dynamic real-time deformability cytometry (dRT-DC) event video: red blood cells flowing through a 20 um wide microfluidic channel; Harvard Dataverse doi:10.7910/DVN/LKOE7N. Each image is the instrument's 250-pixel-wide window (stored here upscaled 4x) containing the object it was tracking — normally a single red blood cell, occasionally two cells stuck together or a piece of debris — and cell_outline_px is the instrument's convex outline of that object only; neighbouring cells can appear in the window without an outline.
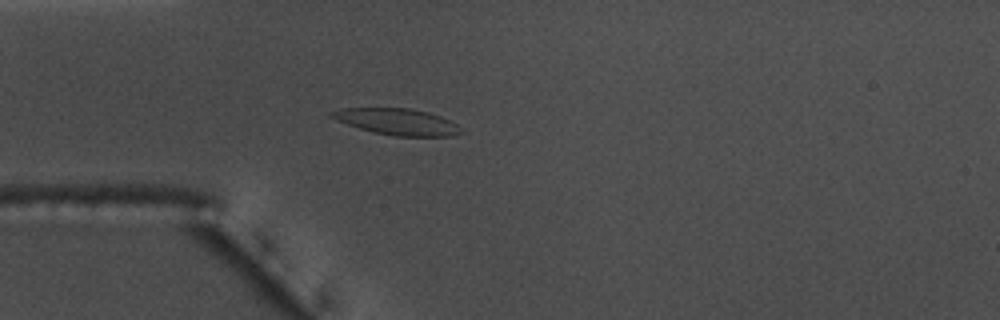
{"species": "common noctule bat (a hibernating species)", "species_latin": "Nyctalus noctula", "temperature_condition": "warm", "stored_images_in_passage": 44, "camera_frame_rate_fps": 3000, "um_per_image_px": 0.085, "animal": {"sex": "male", "body_mass_g": 17.5, "forearm_length_mm": 52.3}, "frame": {"image": 1, "passage_image": 3, "time_ms": 0.667, "image_size_px": [1000, 320], "cell_outline_px": [[464, 132], [452, 136], [392, 136], [372, 132], [336, 120], [328, 116], [328, 112], [340, 108], [408, 108], [428, 112], [452, 120]], "centroid_in_image_um": [33.75, 10.34], "position_along_channel_um": 51.2, "area_um2": 20.0}}
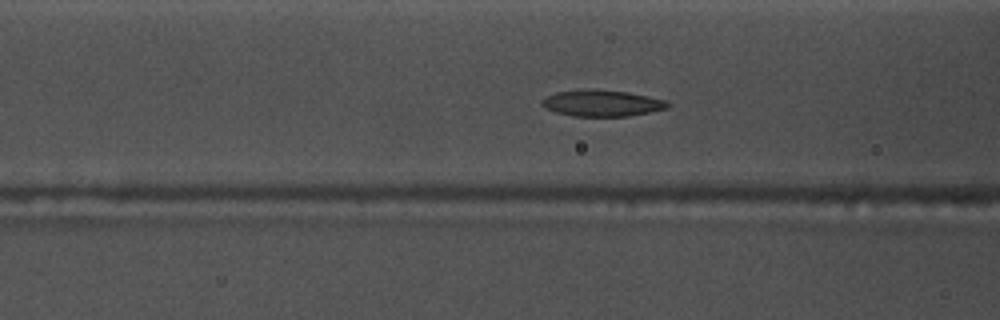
{"frame": {"image": 2, "passage_image": 9, "time_ms": 2.667, "image_size_px": [1000, 320], "cell_outline_px": [[672, 104], [668, 108], [628, 116], [572, 116], [556, 112], [540, 104], [540, 100], [556, 92], [588, 88], [596, 88], [628, 92], [668, 100]], "centroid_in_image_um": [51.19, 8.75], "position_along_channel_um": 115.4, "area_um2": 19.54}}
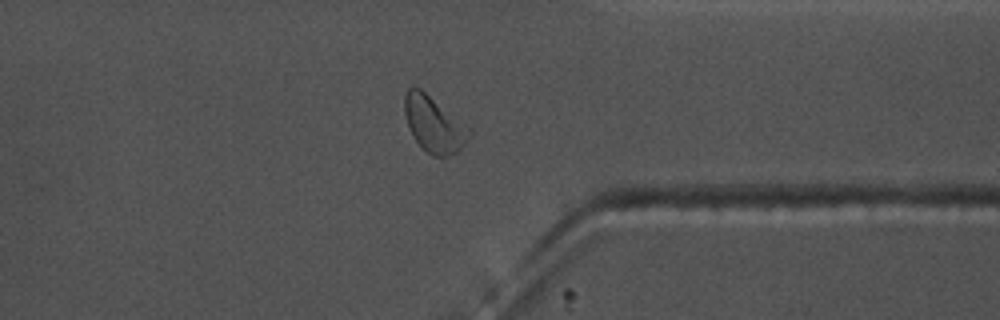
{"frame": {"image": 3, "passage_image": 31, "time_ms": 10.0, "image_size_px": [1000, 320], "cell_outline_px": [[472, 128], [464, 144], [456, 152], [448, 156], [432, 156], [412, 136], [408, 128], [404, 112], [404, 96], [408, 88], [420, 88]], "centroid_in_image_um": [36.87, 10.55], "position_along_channel_um": 374.5, "area_um2": 20.87}, "authors_computed_cell_mechanics": {"area_um2": 19.5075, "velocity_mm_per_s": 3.6101, "shape_relaxation_time_tau1_ms": 2.8637, "shape_relaxation_time_tau2_ms": 2.316, "deformation_change_tau1": 0.1162, "deformation_change_tau2": 0.0755}}